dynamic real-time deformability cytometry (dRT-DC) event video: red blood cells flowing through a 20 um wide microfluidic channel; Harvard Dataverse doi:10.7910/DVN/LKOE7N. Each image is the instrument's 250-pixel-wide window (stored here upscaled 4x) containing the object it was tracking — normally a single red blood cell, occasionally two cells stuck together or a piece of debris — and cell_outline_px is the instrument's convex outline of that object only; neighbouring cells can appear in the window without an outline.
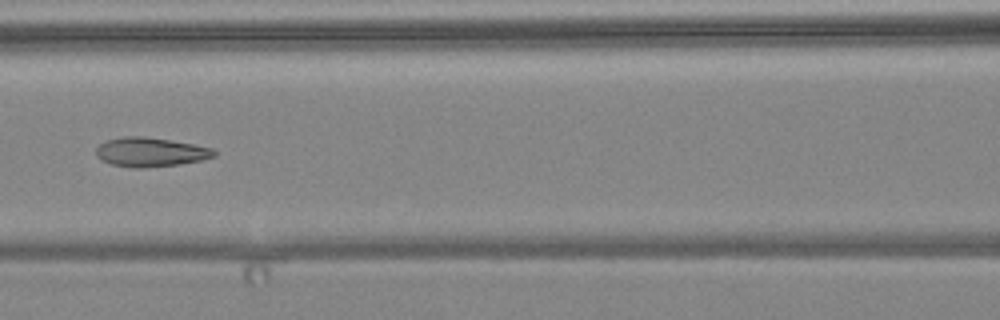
{"species": "common noctule bat (a hibernating species)", "species_latin": "Nyctalus noctula", "temperature_condition": "warm", "stored_images_in_passage": 7, "camera_frame_rate_fps": 3000, "um_per_image_px": 0.085, "animal": {"sex": "female", "body_mass_g": 24.6, "forearm_length_mm": 56.2}, "frame": {"image": 1, "passage_image": 7, "time_ms": 7.0, "image_size_px": [1000, 320], "cell_outline_px": [[216, 156], [200, 160], [180, 164], [140, 168], [132, 168], [112, 164], [100, 160], [96, 156], [96, 148], [100, 144], [108, 140], [124, 136], [144, 136], [192, 144], [212, 148], [216, 152]], "centroid_in_image_um": [12.76, 12.93], "position_along_channel_um": 153.8, "area_um2": 19.94}}